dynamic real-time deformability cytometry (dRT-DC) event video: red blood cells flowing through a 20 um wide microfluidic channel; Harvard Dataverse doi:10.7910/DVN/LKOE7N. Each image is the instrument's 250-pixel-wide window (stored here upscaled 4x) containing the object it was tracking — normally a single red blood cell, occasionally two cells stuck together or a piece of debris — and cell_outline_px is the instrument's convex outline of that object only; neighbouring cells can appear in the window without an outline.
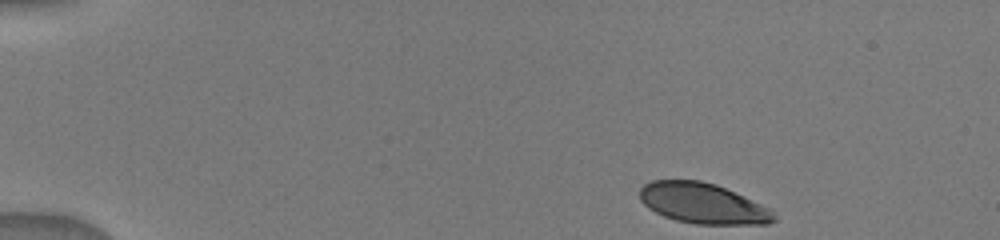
{"species": "human", "species_latin": "Homo sapiens", "temperature_condition": "warm", "stored_images_in_passage": 23, "camera_frame_rate_fps": 3000, "um_per_image_px": 0.085, "donor": {"sex": "male"}, "frame": {"image": 1, "passage_image": 1, "time_ms": 0.0, "image_size_px": [1000, 240], "cell_outline_px": [[776, 220], [768, 224], [696, 224], [676, 220], [664, 216], [648, 208], [640, 200], [640, 188], [644, 184], [652, 180], [700, 180], [716, 184], [772, 208], [776, 212]], "centroid_in_image_um": [59.78, 17.29], "position_along_channel_um": 25.2, "area_um2": 31.91}}
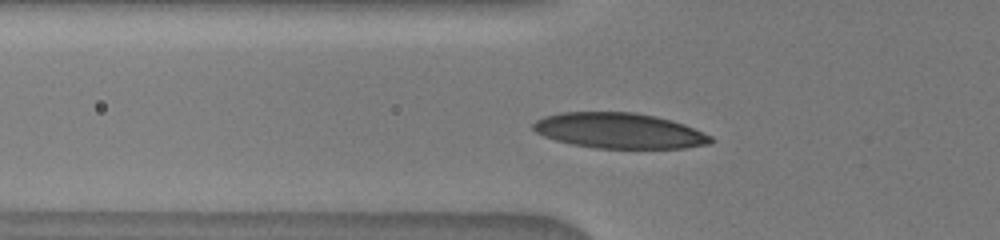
{"frame": {"image": 2, "passage_image": 6, "time_ms": 3.667, "image_size_px": [1000, 240], "cell_outline_px": [[716, 140], [712, 144], [684, 148], [596, 148], [572, 144], [556, 140], [544, 136], [536, 132], [532, 128], [532, 124], [536, 120], [544, 116], [560, 112], [636, 112], [656, 116], [672, 120], [684, 124], [712, 136]], "centroid_in_image_um": [52.66, 11.11], "position_along_channel_um": 73.1, "area_um2": 36.93}}
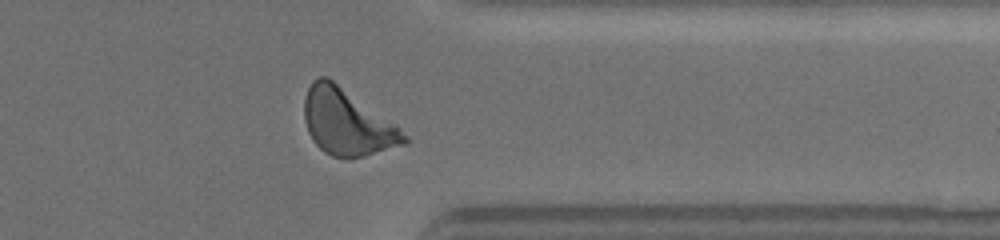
{"frame": {"image": 3, "passage_image": 18, "time_ms": 11.333, "image_size_px": [1000, 240], "cell_outline_px": [[408, 144], [364, 156], [332, 156], [324, 152], [316, 144], [308, 132], [304, 120], [304, 100], [308, 88], [312, 80], [316, 76], [328, 76], [396, 124], [408, 136]], "centroid_in_image_um": [29.5, 10.36], "position_along_channel_um": 381.9, "area_um2": 38.44}}